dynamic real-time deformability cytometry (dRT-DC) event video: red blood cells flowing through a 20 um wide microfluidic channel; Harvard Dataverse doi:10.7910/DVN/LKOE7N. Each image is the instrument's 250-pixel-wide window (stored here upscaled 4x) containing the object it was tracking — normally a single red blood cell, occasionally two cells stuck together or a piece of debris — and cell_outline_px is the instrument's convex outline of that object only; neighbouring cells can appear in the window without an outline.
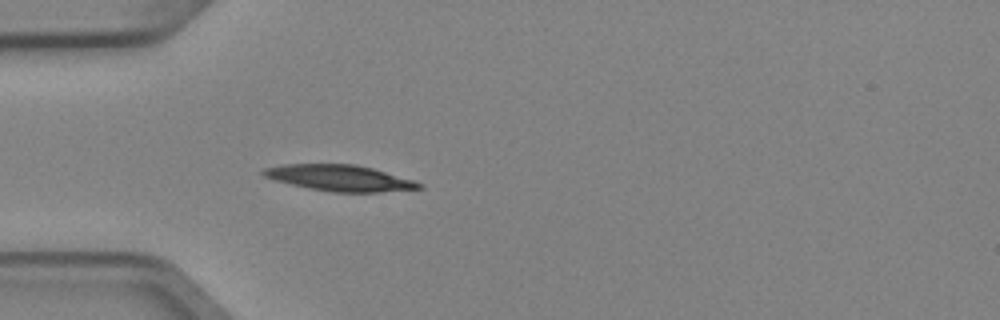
{"species": "Egyptian fruit bat (a non-hibernating species)", "species_latin": "Rousettus aegyptiacus", "temperature_condition": "cold", "stored_images_in_passage": 2, "camera_frame_rate_fps": 3000, "um_per_image_px": 0.085, "animal": {"sex": "female"}, "frame": {"image": 1, "passage_image": 2, "time_ms": 0.333, "image_size_px": [1000, 320], "cell_outline_px": [[424, 188], [380, 192], [332, 192], [308, 188], [272, 180], [264, 176], [260, 172], [264, 168], [284, 164], [356, 164], [372, 168], [412, 180], [424, 184]], "centroid_in_image_um": [28.84, 15.13], "position_along_channel_um": 56.2, "area_um2": 23.64}}